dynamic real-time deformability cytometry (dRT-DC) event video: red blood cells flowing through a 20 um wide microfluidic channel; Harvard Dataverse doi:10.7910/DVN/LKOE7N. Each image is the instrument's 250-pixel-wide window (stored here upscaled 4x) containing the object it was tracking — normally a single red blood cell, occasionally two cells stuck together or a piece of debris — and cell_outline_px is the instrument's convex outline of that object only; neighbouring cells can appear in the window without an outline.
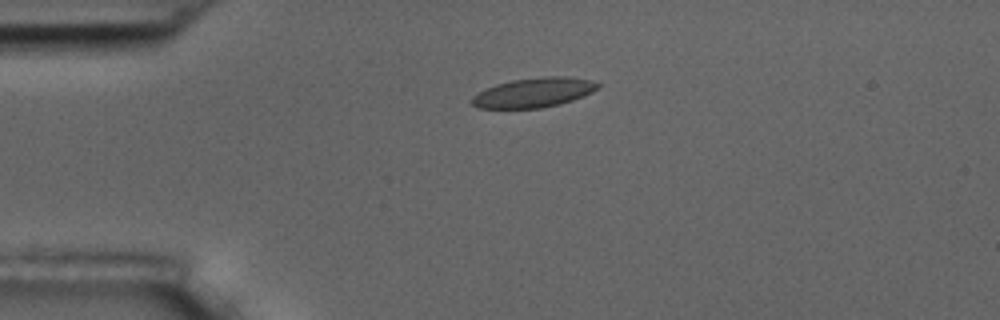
{"species": "common noctule bat (a hibernating species)", "species_latin": "Nyctalus noctula", "temperature_condition": "room temperature", "stored_images_in_passage": 1, "camera_frame_rate_fps": 3000, "um_per_image_px": 0.085, "animal": {"sex": "male", "body_mass_g": 17.5, "forearm_length_mm": 52.3}, "frame": {"image": 1, "passage_image": 1, "time_ms": 0.0, "image_size_px": [1000, 320], "cell_outline_px": [[600, 84], [596, 88], [572, 100], [560, 104], [540, 108], [476, 108], [472, 104], [472, 96], [496, 84], [512, 80], [544, 76], [564, 76], [592, 80]], "centroid_in_image_um": [45.33, 7.86], "position_along_channel_um": 39.7, "area_um2": 21.33}}